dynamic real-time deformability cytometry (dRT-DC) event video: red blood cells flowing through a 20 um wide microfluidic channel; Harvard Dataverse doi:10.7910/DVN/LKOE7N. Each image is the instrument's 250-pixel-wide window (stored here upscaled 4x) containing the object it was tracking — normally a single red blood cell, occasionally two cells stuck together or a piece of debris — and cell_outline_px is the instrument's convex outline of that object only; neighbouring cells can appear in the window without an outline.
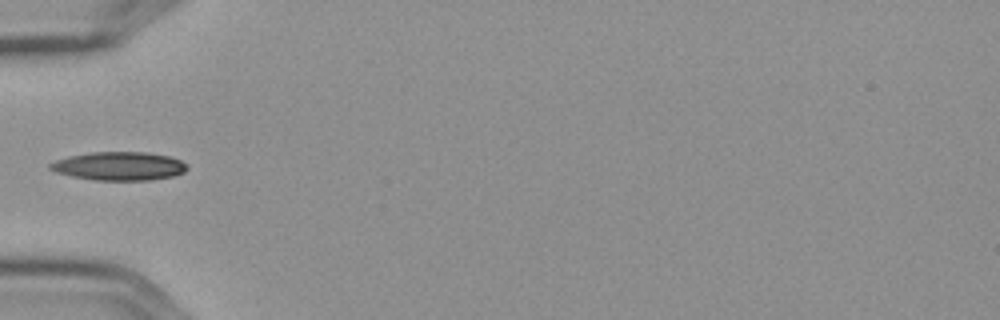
{"species": "Egyptian fruit bat (a non-hibernating species)", "species_latin": "Rousettus aegyptiacus", "temperature_condition": "cold", "stored_images_in_passage": 6, "camera_frame_rate_fps": 3000, "um_per_image_px": 0.085, "frame": {"image": 1, "passage_image": 6, "time_ms": 1.667, "image_size_px": [1000, 320], "cell_outline_px": [[188, 168], [184, 172], [172, 176], [152, 180], [92, 180], [72, 176], [56, 172], [48, 168], [48, 164], [56, 160], [68, 156], [92, 152], [148, 152], [168, 156], [180, 160]], "centroid_in_image_um": [10.09, 14.12], "position_along_channel_um": 74.9, "area_um2": 22.72}}